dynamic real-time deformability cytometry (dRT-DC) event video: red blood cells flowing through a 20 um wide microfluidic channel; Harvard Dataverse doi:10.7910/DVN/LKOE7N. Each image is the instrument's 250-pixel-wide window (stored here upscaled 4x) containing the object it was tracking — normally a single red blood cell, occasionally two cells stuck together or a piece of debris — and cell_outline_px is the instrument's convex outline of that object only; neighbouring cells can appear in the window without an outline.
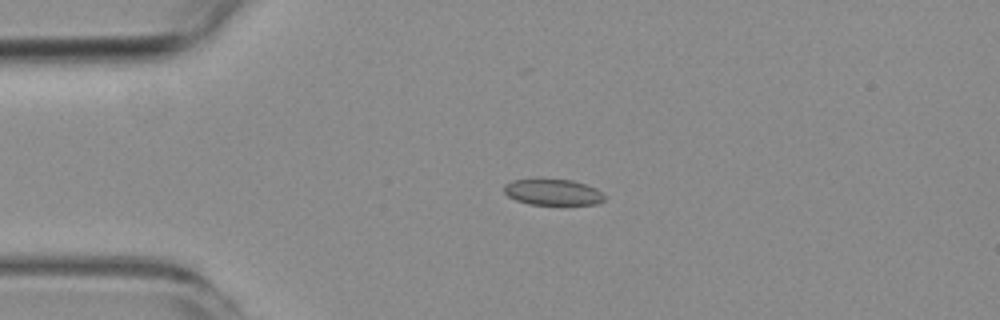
{"species": "common noctule bat (a hibernating species)", "species_latin": "Nyctalus noctula", "temperature_condition": "room temperature", "stored_images_in_passage": 4, "camera_frame_rate_fps": 3000, "um_per_image_px": 0.085, "animal": {"sex": "female", "body_mass_g": 19.3, "forearm_length_mm": 54.1}, "frame": {"image": 1, "passage_image": 3, "time_ms": 2.333, "image_size_px": [1000, 320], "cell_outline_px": [[604, 200], [596, 204], [528, 204], [516, 200], [508, 196], [504, 192], [504, 184], [512, 180], [536, 176], [540, 176], [572, 180], [596, 188], [604, 196]], "centroid_in_image_um": [46.91, 16.27], "position_along_channel_um": 38.1, "area_um2": 15.84}}